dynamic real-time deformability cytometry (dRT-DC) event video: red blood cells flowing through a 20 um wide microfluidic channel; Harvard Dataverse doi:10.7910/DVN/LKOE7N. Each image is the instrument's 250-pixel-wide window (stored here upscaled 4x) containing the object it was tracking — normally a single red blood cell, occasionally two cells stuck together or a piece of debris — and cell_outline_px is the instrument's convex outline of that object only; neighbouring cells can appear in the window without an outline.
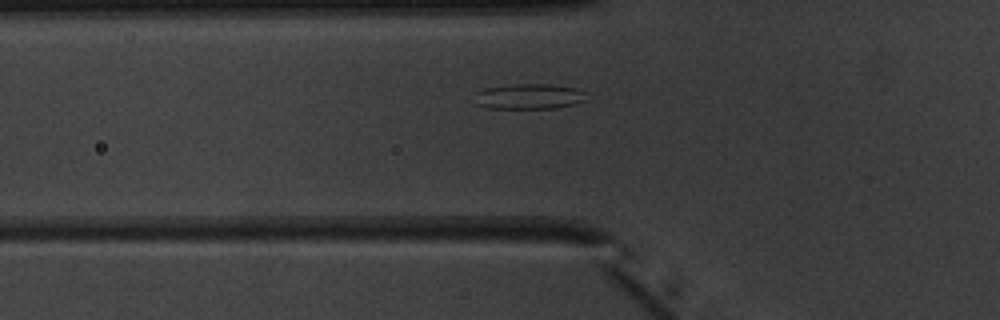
{"species": "common noctule bat (a hibernating species)", "species_latin": "Nyctalus noctula", "temperature_condition": "warm", "stored_images_in_passage": 36, "camera_frame_rate_fps": 3000, "um_per_image_px": 0.085, "animal": {"sex": "male", "body_mass_g": 20.1, "forearm_length_mm": 53.5}, "frame": {"image": 1, "passage_image": 3, "time_ms": 0.667, "image_size_px": [1000, 320], "cell_outline_px": [[588, 100], [576, 104], [556, 108], [488, 108], [476, 104], [476, 92], [484, 88], [512, 84], [548, 84], [576, 88], [588, 92]], "centroid_in_image_um": [45.04, 8.19], "position_along_channel_um": 80.8, "area_um2": 16.76}}
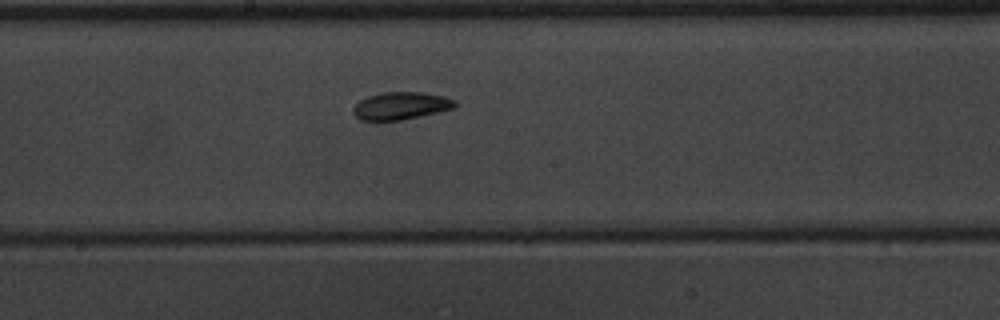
{"frame": {"image": 2, "passage_image": 13, "time_ms": 4.0, "image_size_px": [1000, 320], "cell_outline_px": [[456, 108], [420, 116], [400, 120], [376, 124], [360, 120], [352, 112], [352, 108], [360, 100], [368, 96], [384, 92], [420, 92], [444, 96], [456, 100]], "centroid_in_image_um": [34.02, 9.03], "position_along_channel_um": 214.2, "area_um2": 16.88}}
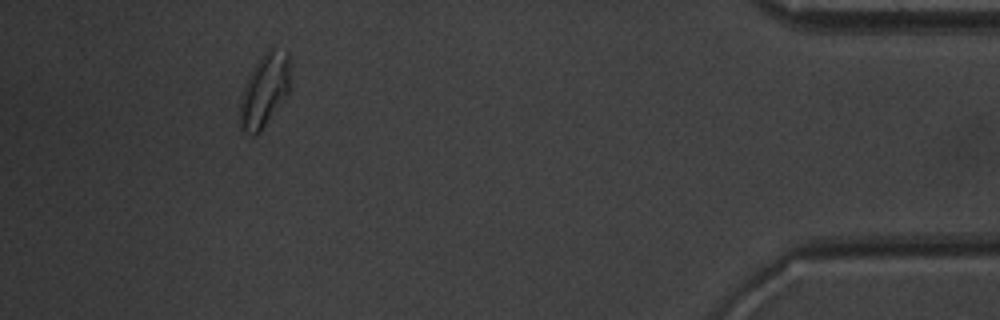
{"frame": {"image": 3, "passage_image": 32, "time_ms": 10.333, "image_size_px": [1000, 320], "cell_outline_px": [[288, 96], [260, 132], [256, 136], [252, 136], [244, 132], [240, 128], [240, 100], [244, 84], [252, 68], [264, 52], [272, 48], [288, 52]], "centroid_in_image_um": [22.45, 7.74], "position_along_channel_um": 412.8, "area_um2": 21.44}, "authors_computed_cell_mechanics": {"area_um2": 16.6753, "velocity_mm_per_s": 3.9753, "shape_relaxation_time_tau1_ms": 3.8437, "shape_relaxation_time_tau2_ms": 3.7573, "deformation_change_tau1": 0.1166, "deformation_change_tau2": 0.0902}}